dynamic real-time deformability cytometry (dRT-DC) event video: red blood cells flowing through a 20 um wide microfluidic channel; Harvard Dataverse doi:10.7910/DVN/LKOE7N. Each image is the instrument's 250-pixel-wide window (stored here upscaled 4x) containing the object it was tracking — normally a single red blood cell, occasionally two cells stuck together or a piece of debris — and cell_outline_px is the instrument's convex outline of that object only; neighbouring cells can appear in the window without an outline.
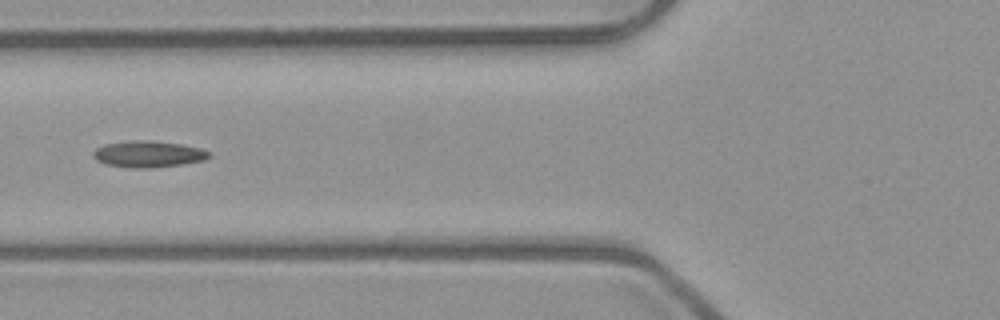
{"species": "common noctule bat (a hibernating species)", "species_latin": "Nyctalus noctula", "temperature_condition": "room temperature", "stored_images_in_passage": 7, "camera_frame_rate_fps": 3000, "um_per_image_px": 0.085, "animal": {"sex": "male", "body_mass_g": 23.1, "forearm_length_mm": 52.7}, "frame": {"image": 1, "passage_image": 6, "time_ms": 1.667, "image_size_px": [1000, 320], "cell_outline_px": [[212, 156], [204, 160], [180, 164], [148, 168], [132, 168], [104, 164], [96, 160], [92, 156], [92, 152], [96, 148], [108, 144], [132, 140], [148, 140], [180, 144], [200, 148], [208, 152]], "centroid_in_image_um": [12.57, 13.1], "position_along_channel_um": 113.2, "area_um2": 17.69}}
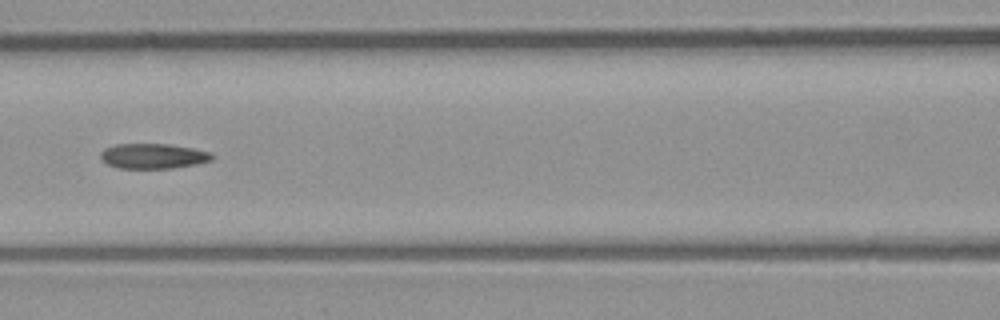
{"frame": {"image": 2, "passage_image": 7, "time_ms": 2.0, "image_size_px": [1000, 320], "cell_outline_px": [[212, 160], [196, 164], [176, 168], [120, 168], [108, 164], [100, 156], [100, 152], [104, 148], [116, 144], [168, 144], [192, 148], [212, 152]], "centroid_in_image_um": [13.03, 13.26], "position_along_channel_um": 153.6, "area_um2": 16.24}}